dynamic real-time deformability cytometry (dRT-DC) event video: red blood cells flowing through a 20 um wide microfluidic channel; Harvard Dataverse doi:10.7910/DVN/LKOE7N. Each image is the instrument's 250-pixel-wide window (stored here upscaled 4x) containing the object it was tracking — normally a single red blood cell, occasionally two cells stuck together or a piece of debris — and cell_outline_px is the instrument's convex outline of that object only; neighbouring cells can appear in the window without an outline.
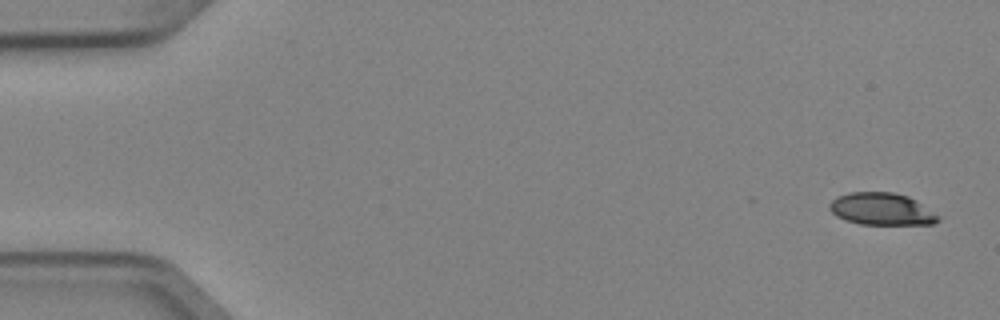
{"species": "Egyptian fruit bat (a non-hibernating species)", "species_latin": "Rousettus aegyptiacus", "temperature_condition": "cold", "stored_images_in_passage": 5, "camera_frame_rate_fps": 3000, "um_per_image_px": 0.085, "animal": {"sex": "female"}, "frame": {"image": 1, "passage_image": 1, "time_ms": 0.0, "image_size_px": [1000, 320], "cell_outline_px": [[940, 220], [932, 224], [860, 224], [844, 220], [836, 216], [828, 208], [828, 204], [836, 196], [852, 192], [892, 192], [908, 196], [916, 200], [940, 216]], "centroid_in_image_um": [74.92, 17.77], "position_along_channel_um": 10.1, "area_um2": 20.46}}
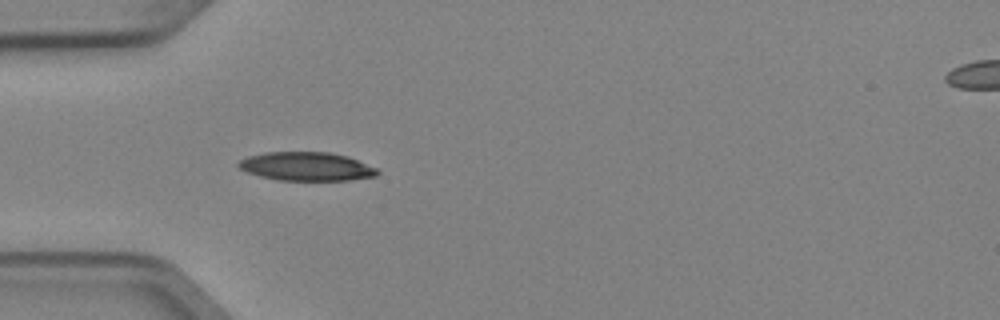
{"frame": {"image": 2, "passage_image": 5, "time_ms": 1.333, "image_size_px": [1000, 320], "cell_outline_px": [[380, 172], [376, 176], [348, 180], [280, 180], [260, 176], [248, 172], [240, 168], [236, 164], [240, 160], [248, 156], [264, 152], [328, 152], [348, 156], [376, 168]], "centroid_in_image_um": [26.05, 14.14], "position_along_channel_um": 59.0, "area_um2": 23.06}}